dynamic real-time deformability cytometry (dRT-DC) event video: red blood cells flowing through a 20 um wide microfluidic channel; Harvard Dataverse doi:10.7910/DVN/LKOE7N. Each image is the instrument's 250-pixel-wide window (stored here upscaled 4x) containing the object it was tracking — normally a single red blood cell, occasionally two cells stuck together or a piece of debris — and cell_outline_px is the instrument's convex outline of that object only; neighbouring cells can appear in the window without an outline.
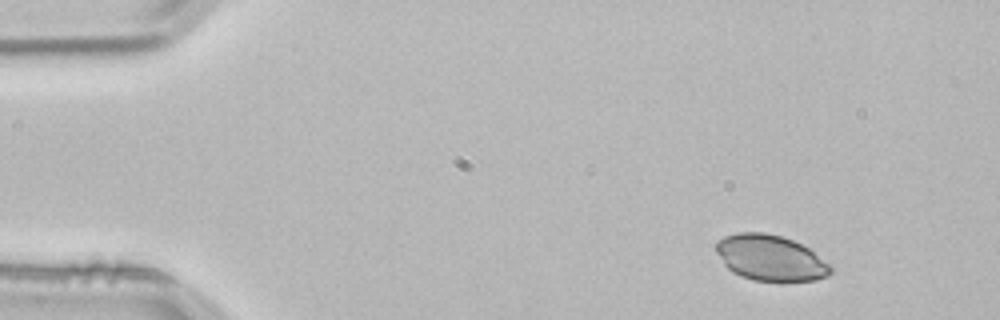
{"species": "common noctule bat (a hibernating species)", "species_latin": "Nyctalus noctula", "temperature_condition": "room temperature", "stored_images_in_passage": 2, "camera_frame_rate_fps": 3000, "um_per_image_px": 0.085, "animal": {"sex": "male", "body_mass_g": 21.5, "forearm_length_mm": 52.0}, "frame": {"image": 1, "passage_image": 1, "time_ms": 0.0, "image_size_px": [1000, 320], "cell_outline_px": [[832, 272], [828, 276], [816, 280], [780, 284], [752, 280], [740, 276], [732, 272], [724, 264], [716, 252], [716, 240], [724, 236], [736, 232], [764, 232], [780, 236], [792, 240], [808, 248], [828, 264], [832, 268]], "centroid_in_image_um": [65.47, 21.96], "position_along_channel_um": 19.5, "area_um2": 31.21}}